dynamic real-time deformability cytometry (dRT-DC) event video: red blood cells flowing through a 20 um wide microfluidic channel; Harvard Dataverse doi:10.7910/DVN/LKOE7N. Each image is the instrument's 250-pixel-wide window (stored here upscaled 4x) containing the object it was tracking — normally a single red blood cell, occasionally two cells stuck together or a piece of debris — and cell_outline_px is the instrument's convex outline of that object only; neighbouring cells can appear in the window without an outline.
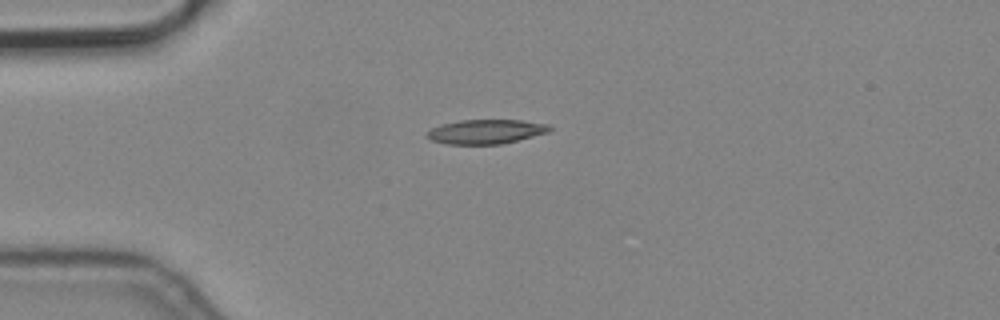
{"species": "common noctule bat (a hibernating species)", "species_latin": "Nyctalus noctula", "temperature_condition": "cold", "stored_images_in_passage": 3, "camera_frame_rate_fps": 3000, "um_per_image_px": 0.085, "animal": {"sex": "male", "body_mass_g": 19.2, "forearm_length_mm": 51.8}, "frame": {"image": 1, "passage_image": 1, "time_ms": 0.0, "image_size_px": [1000, 320], "cell_outline_px": [[552, 128], [548, 132], [500, 144], [448, 144], [432, 140], [424, 136], [432, 128], [440, 124], [460, 120], [520, 120], [548, 124]], "centroid_in_image_um": [41.27, 11.18], "position_along_channel_um": 43.7, "area_um2": 17.22}}
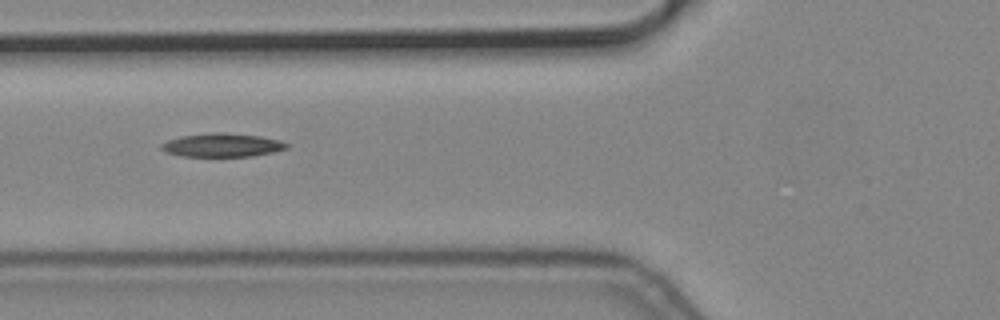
{"frame": {"image": 2, "passage_image": 3, "time_ms": 0.667, "image_size_px": [1000, 320], "cell_outline_px": [[292, 144], [288, 148], [272, 152], [252, 156], [184, 156], [164, 152], [160, 148], [160, 144], [168, 140], [180, 136], [208, 132], [224, 132], [260, 136], [280, 140]], "centroid_in_image_um": [18.89, 12.32], "position_along_channel_um": 106.9, "area_um2": 17.4}}